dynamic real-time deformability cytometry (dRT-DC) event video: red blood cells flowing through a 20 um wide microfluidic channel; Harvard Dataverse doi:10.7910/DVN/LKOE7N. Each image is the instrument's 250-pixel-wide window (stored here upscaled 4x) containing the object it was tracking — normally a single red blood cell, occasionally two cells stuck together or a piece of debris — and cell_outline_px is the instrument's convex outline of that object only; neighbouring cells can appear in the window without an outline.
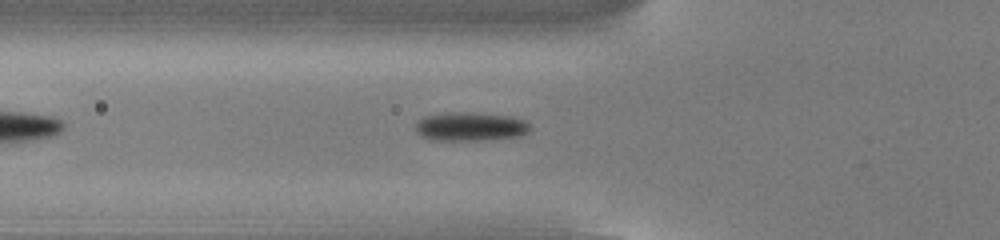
{"species": "common noctule bat (a hibernating species)", "species_latin": "Nyctalus noctula", "temperature_condition": "cold", "stored_images_in_passage": 25, "camera_frame_rate_fps": 3000, "um_per_image_px": 0.085, "animal": {"sex": "male", "body_mass_g": 13.0, "forearm_length_mm": 53.1}, "frame": {"image": 1, "passage_image": 8, "time_ms": 2.333, "image_size_px": [1000, 240], "cell_outline_px": [[532, 128], [528, 132], [520, 136], [480, 140], [432, 140], [420, 136], [416, 132], [416, 124], [424, 116], [452, 112], [472, 112], [512, 116], [524, 120]], "centroid_in_image_um": [39.99, 10.76], "position_along_channel_um": 85.8, "area_um2": 19.25}}
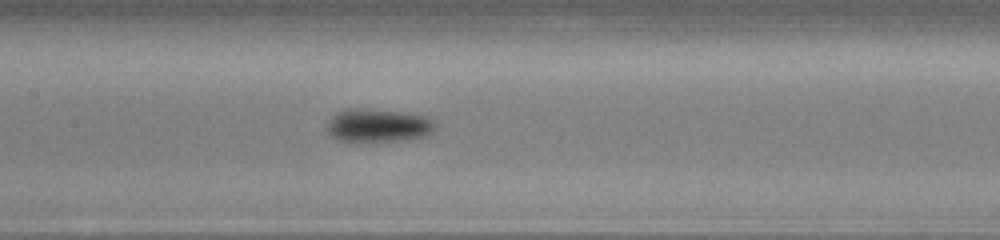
{"frame": {"image": 2, "passage_image": 15, "time_ms": 4.667, "image_size_px": [1000, 240], "cell_outline_px": [[436, 128], [432, 132], [424, 136], [400, 140], [356, 144], [340, 140], [332, 136], [328, 132], [328, 124], [332, 116], [336, 112], [344, 108], [356, 108], [396, 112], [420, 116], [432, 120]], "centroid_in_image_um": [32.05, 10.7], "position_along_channel_um": 175.3, "area_um2": 20.98}}
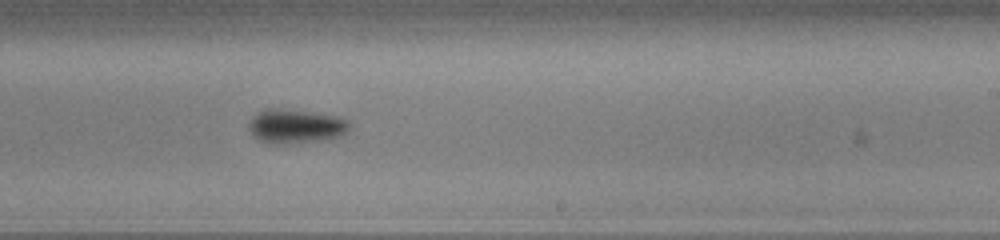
{"frame": {"image": 3, "passage_image": 22, "time_ms": 7.0, "image_size_px": [1000, 240], "cell_outline_px": [[352, 124], [340, 136], [320, 140], [284, 144], [268, 144], [260, 140], [248, 128], [248, 124], [252, 116], [264, 108], [276, 108], [312, 112], [336, 116], [348, 120]], "centroid_in_image_um": [25.1, 10.72], "position_along_channel_um": 263.9, "area_um2": 19.94}}